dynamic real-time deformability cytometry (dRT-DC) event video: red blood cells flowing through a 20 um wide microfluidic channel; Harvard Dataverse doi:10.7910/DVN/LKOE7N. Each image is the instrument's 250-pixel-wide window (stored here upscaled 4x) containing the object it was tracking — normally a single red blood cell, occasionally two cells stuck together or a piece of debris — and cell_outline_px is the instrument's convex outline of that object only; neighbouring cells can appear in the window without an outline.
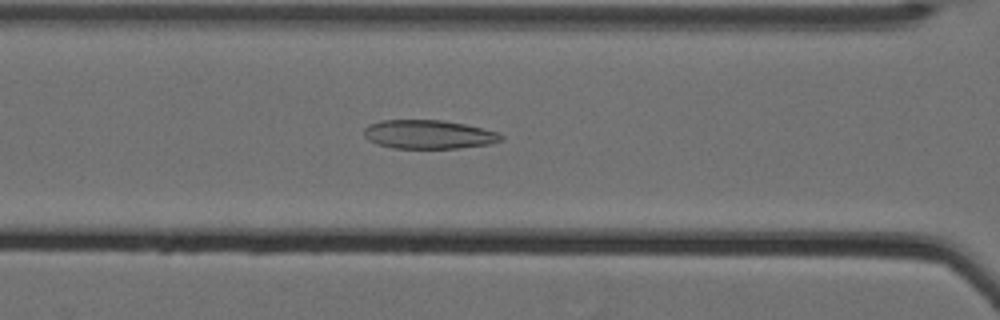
{"species": "Egyptian fruit bat (a non-hibernating species)", "species_latin": "Rousettus aegyptiacus", "temperature_condition": "cold", "stored_images_in_passage": 59, "camera_frame_rate_fps": 3000, "um_per_image_px": 0.085, "animal": {"sex": "female"}, "frame": {"image": 1, "passage_image": 30, "time_ms": 9.667, "image_size_px": [1000, 320], "cell_outline_px": [[504, 140], [488, 144], [460, 148], [392, 148], [376, 144], [368, 140], [364, 136], [364, 128], [368, 124], [380, 120], [444, 120], [464, 124], [500, 132], [504, 136]], "centroid_in_image_um": [36.43, 11.42], "position_along_channel_um": 130.2, "area_um2": 23.24}}
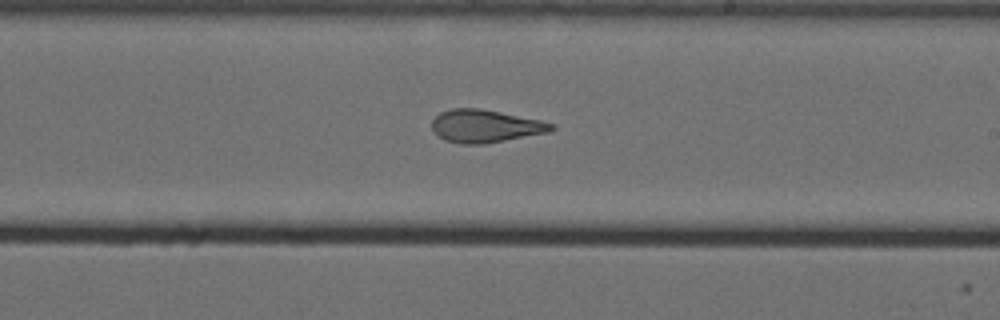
{"frame": {"image": 2, "passage_image": 40, "time_ms": 13.0, "image_size_px": [1000, 320], "cell_outline_px": [[556, 128], [548, 132], [484, 144], [460, 144], [444, 140], [432, 128], [432, 120], [440, 112], [452, 108], [480, 108], [540, 120], [556, 124]], "centroid_in_image_um": [41.25, 10.71], "position_along_channel_um": 247.7, "area_um2": 22.72}}
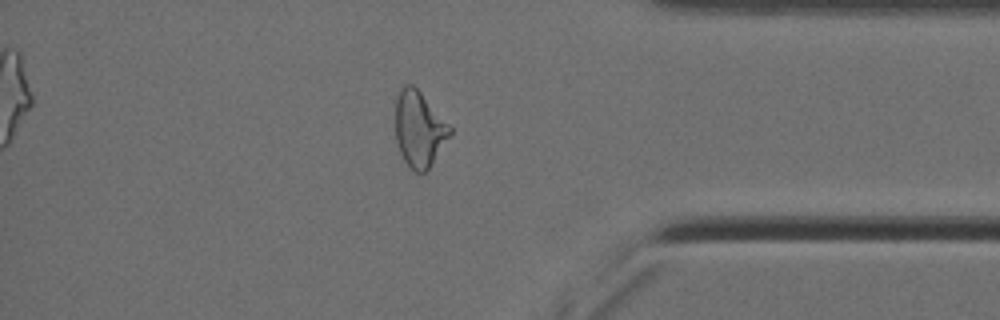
{"frame": {"image": 3, "passage_image": 54, "time_ms": 17.667, "image_size_px": [1000, 320], "cell_outline_px": [[452, 132], [428, 168], [424, 172], [416, 172], [404, 160], [396, 144], [396, 96], [400, 88], [404, 84], [412, 84], [420, 92], [452, 128]], "centroid_in_image_um": [35.6, 10.94], "position_along_channel_um": 399.6, "area_um2": 23.52}}